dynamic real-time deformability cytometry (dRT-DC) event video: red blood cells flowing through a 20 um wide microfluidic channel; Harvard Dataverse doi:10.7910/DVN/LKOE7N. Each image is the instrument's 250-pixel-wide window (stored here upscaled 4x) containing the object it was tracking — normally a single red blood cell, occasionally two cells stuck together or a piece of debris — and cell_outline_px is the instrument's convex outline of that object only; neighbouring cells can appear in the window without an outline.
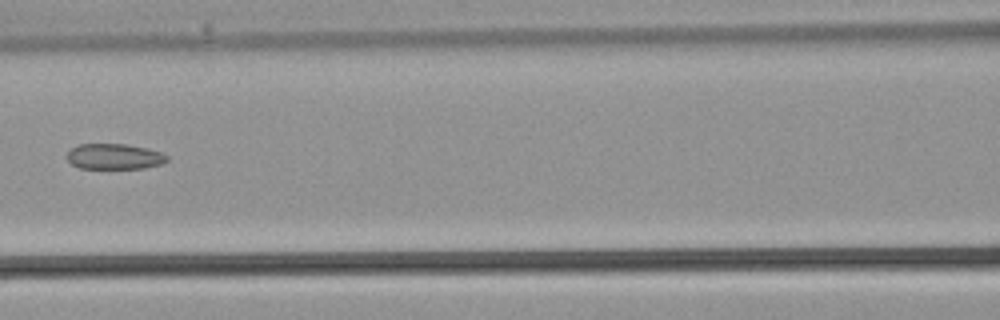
{"species": "common noctule bat (a hibernating species)", "species_latin": "Nyctalus noctula", "temperature_condition": "warm", "stored_images_in_passage": 35, "segment_of_instrument_passage": [2, 2], "camera_frame_rate_fps": 3000, "um_per_image_px": 0.085, "animal": {"sex": "male", "body_mass_g": 21.5, "forearm_length_mm": 52.0}, "frame": {"image": 1, "passage_image": 16, "time_ms": 5.0, "image_size_px": [1000, 320], "cell_outline_px": [[168, 160], [160, 164], [144, 168], [80, 168], [72, 164], [68, 160], [68, 152], [72, 148], [80, 144], [124, 144], [148, 148], [160, 152], [168, 156]], "centroid_in_image_um": [9.73, 13.3], "position_along_channel_um": 156.9, "area_um2": 14.74}}
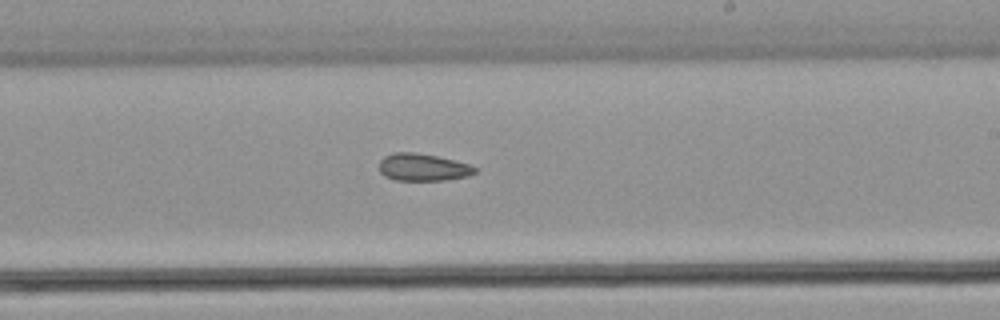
{"frame": {"image": 2, "passage_image": 21, "time_ms": 6.667, "image_size_px": [1000, 320], "cell_outline_px": [[476, 172], [468, 176], [444, 180], [396, 180], [384, 176], [380, 172], [380, 160], [384, 156], [392, 152], [412, 152], [436, 156], [468, 164], [476, 168]], "centroid_in_image_um": [35.91, 14.22], "position_along_channel_um": 253.1, "area_um2": 15.09}}
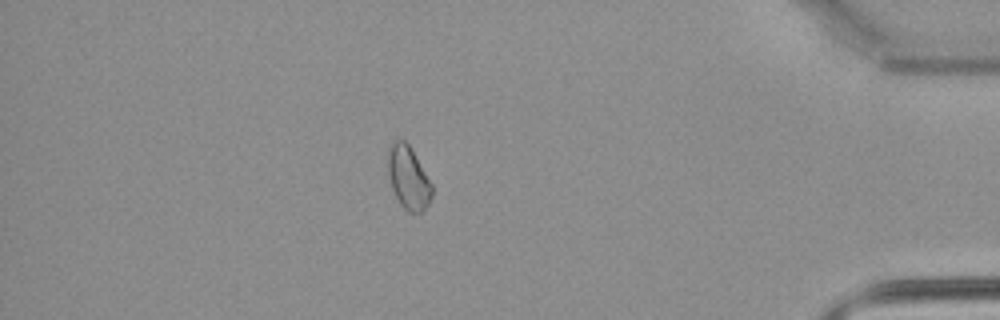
{"frame": {"image": 3, "passage_image": 31, "time_ms": 10.0, "image_size_px": [1000, 320], "cell_outline_px": [[432, 196], [424, 212], [408, 212], [400, 204], [392, 188], [388, 176], [388, 148], [396, 140], [404, 140], [408, 144], [432, 184]], "centroid_in_image_um": [34.71, 15.13], "position_along_channel_um": 400.5, "area_um2": 15.95}}